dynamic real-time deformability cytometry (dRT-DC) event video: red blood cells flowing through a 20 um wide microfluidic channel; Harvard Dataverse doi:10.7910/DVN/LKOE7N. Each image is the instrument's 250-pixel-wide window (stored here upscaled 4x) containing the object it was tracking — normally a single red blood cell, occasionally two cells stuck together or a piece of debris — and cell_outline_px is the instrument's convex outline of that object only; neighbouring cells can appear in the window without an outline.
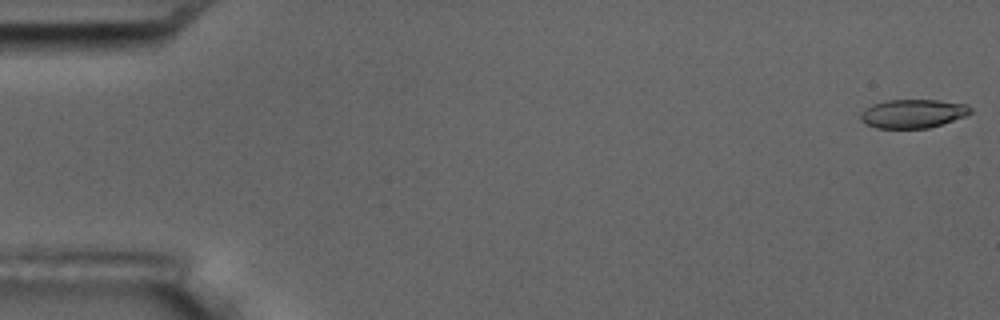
{"species": "common noctule bat (a hibernating species)", "species_latin": "Nyctalus noctula", "temperature_condition": "room temperature", "stored_images_in_passage": 9, "camera_frame_rate_fps": 3000, "um_per_image_px": 0.085, "animal": {"sex": "male", "body_mass_g": 17.5, "forearm_length_mm": 52.3}, "frame": {"image": 1, "passage_image": 1, "time_ms": 0.0, "image_size_px": [1000, 320], "cell_outline_px": [[972, 112], [964, 116], [928, 128], [876, 128], [860, 120], [860, 112], [872, 104], [884, 100], [940, 100], [964, 104], [972, 108]], "centroid_in_image_um": [77.56, 9.65], "position_along_channel_um": 7.4, "area_um2": 18.26}}
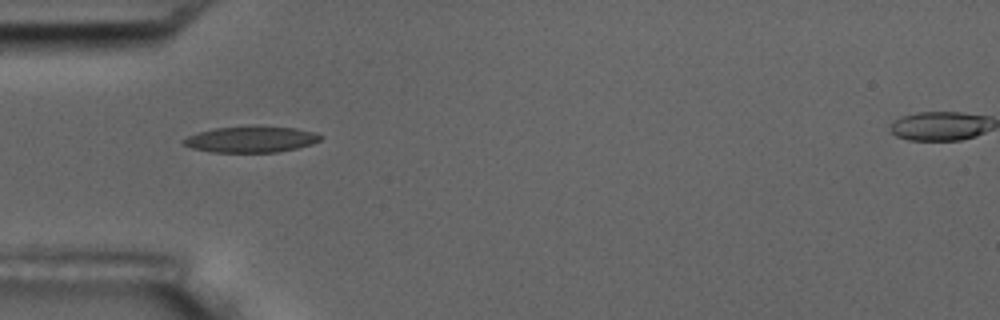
{"frame": {"image": 2, "passage_image": 6, "time_ms": 5.667, "image_size_px": [1000, 320], "cell_outline_px": [[324, 136], [320, 140], [312, 144], [296, 148], [276, 152], [212, 152], [192, 148], [184, 144], [180, 140], [188, 136], [212, 128], [252, 124], [256, 124], [296, 128], [316, 132]], "centroid_in_image_um": [21.36, 11.81], "position_along_channel_um": 63.6, "area_um2": 21.44}}
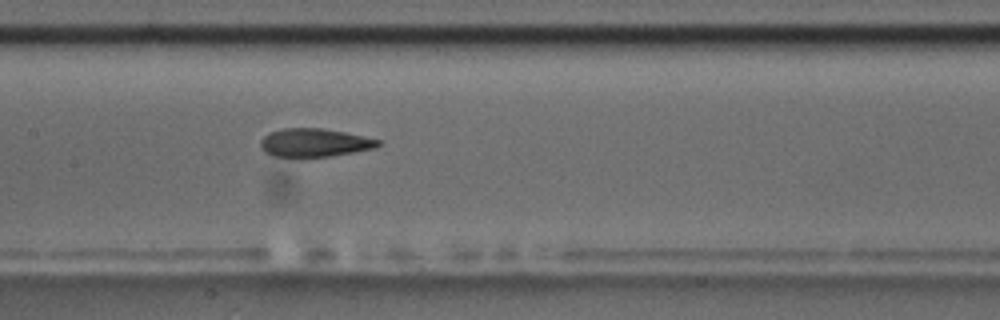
{"frame": {"image": 3, "passage_image": 9, "time_ms": 9.0, "image_size_px": [1000, 320], "cell_outline_px": [[380, 144], [376, 148], [328, 156], [272, 156], [264, 152], [260, 148], [260, 140], [264, 136], [272, 132], [284, 128], [324, 128], [344, 132], [380, 140]], "centroid_in_image_um": [26.7, 12.12], "position_along_channel_um": 180.7, "area_um2": 19.13}}